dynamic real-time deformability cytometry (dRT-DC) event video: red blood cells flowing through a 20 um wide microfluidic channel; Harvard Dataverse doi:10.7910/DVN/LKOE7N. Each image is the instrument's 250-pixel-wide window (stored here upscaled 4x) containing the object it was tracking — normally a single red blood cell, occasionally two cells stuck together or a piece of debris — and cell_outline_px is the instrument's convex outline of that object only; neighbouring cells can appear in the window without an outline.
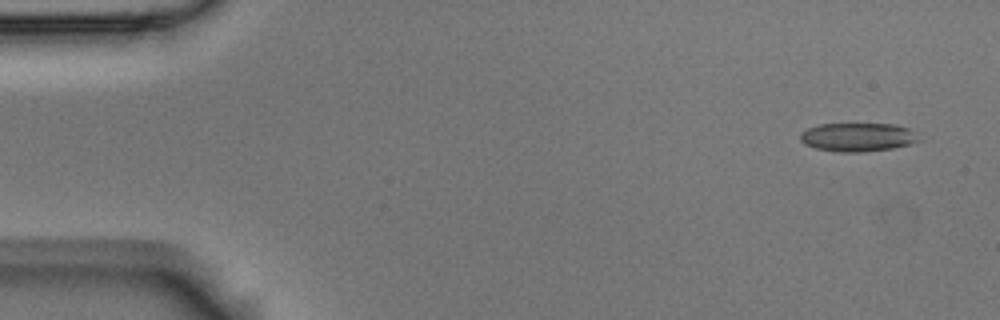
{"species": "Egyptian fruit bat (a non-hibernating species)", "species_latin": "Rousettus aegyptiacus", "temperature_condition": "room temperature", "stored_images_in_passage": 4, "camera_frame_rate_fps": 3000, "um_per_image_px": 0.085, "animal": {"sex": "male"}, "frame": {"image": 1, "passage_image": 1, "time_ms": 0.0, "image_size_px": [1000, 320], "cell_outline_px": [[920, 140], [908, 144], [892, 148], [864, 152], [840, 152], [816, 148], [804, 144], [800, 140], [800, 132], [808, 128], [820, 124], [896, 124], [908, 128]], "centroid_in_image_um": [72.85, 11.65], "position_along_channel_um": 12.1, "area_um2": 19.59}}
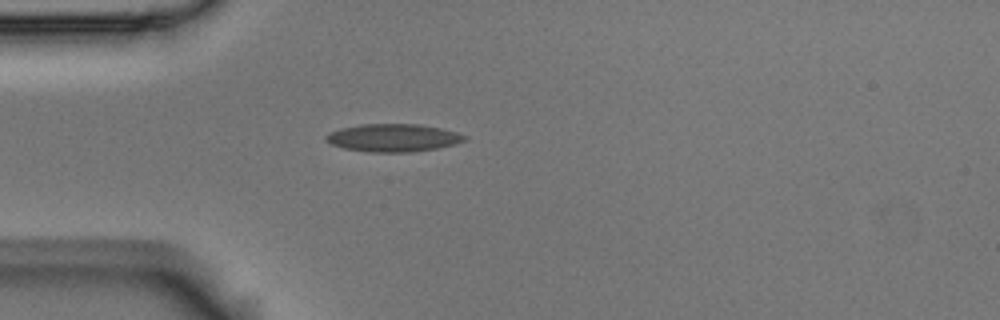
{"frame": {"image": 2, "passage_image": 4, "time_ms": 1.0, "image_size_px": [1000, 320], "cell_outline_px": [[468, 140], [456, 144], [436, 148], [412, 152], [368, 152], [344, 148], [332, 144], [324, 140], [324, 136], [328, 132], [340, 128], [360, 124], [420, 124], [440, 128], [456, 132], [468, 136]], "centroid_in_image_um": [33.41, 11.71], "position_along_channel_um": 51.6, "area_um2": 22.66}}